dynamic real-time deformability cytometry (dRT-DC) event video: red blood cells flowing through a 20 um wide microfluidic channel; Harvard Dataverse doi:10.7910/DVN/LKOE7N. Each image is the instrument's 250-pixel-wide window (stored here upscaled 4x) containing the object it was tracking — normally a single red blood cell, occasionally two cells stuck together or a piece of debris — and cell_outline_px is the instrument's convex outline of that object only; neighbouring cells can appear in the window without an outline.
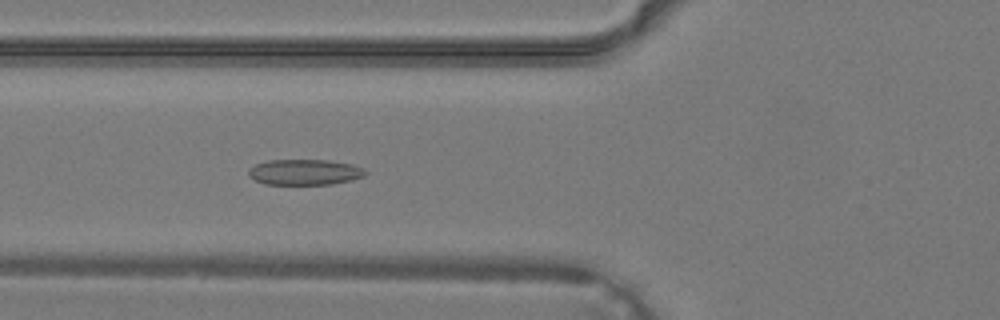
{"species": "common noctule bat (a hibernating species)", "species_latin": "Nyctalus noctula", "temperature_condition": "warm", "stored_images_in_passage": 39, "camera_frame_rate_fps": 3000, "um_per_image_px": 0.085, "animal": {"sex": "male", "body_mass_g": 19.2, "forearm_length_mm": 51.8}, "frame": {"image": 1, "passage_image": 15, "time_ms": 4.667, "image_size_px": [1000, 320], "cell_outline_px": [[368, 172], [364, 176], [352, 180], [332, 184], [264, 184], [248, 176], [248, 168], [256, 164], [268, 160], [328, 160], [352, 164], [364, 168]], "centroid_in_image_um": [25.91, 14.63], "position_along_channel_um": 99.9, "area_um2": 17.57}}
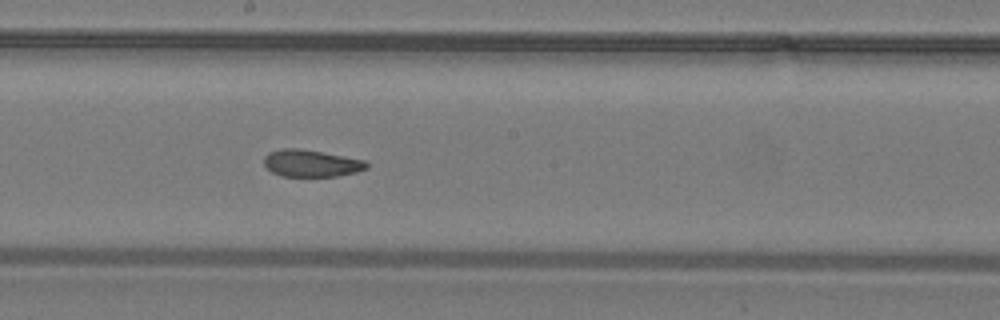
{"frame": {"image": 2, "passage_image": 22, "time_ms": 7.0, "image_size_px": [1000, 320], "cell_outline_px": [[368, 168], [356, 172], [336, 176], [280, 176], [272, 172], [264, 164], [264, 156], [268, 152], [284, 148], [300, 148], [344, 156], [364, 160], [368, 164]], "centroid_in_image_um": [26.43, 13.87], "position_along_channel_um": 221.8, "area_um2": 16.13}}
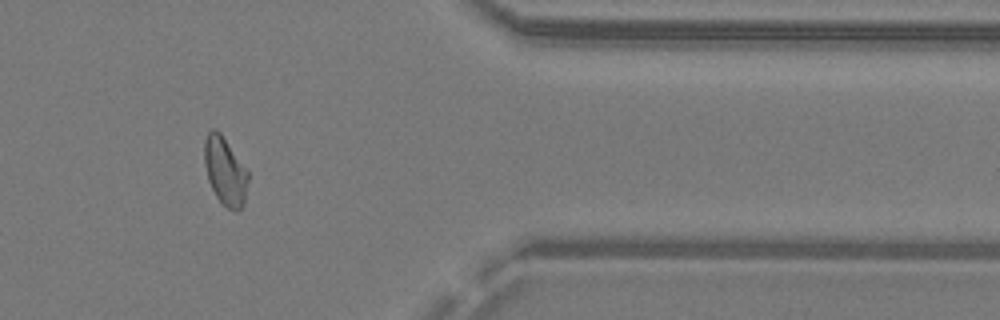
{"frame": {"image": 3, "passage_image": 33, "time_ms": 10.667, "image_size_px": [1000, 320], "cell_outline_px": [[248, 180], [244, 204], [236, 212], [228, 208], [216, 196], [208, 180], [204, 164], [204, 140], [208, 132], [212, 128], [216, 128], [220, 132], [248, 168]], "centroid_in_image_um": [19.14, 14.5], "position_along_channel_um": 392.3, "area_um2": 17.57}}